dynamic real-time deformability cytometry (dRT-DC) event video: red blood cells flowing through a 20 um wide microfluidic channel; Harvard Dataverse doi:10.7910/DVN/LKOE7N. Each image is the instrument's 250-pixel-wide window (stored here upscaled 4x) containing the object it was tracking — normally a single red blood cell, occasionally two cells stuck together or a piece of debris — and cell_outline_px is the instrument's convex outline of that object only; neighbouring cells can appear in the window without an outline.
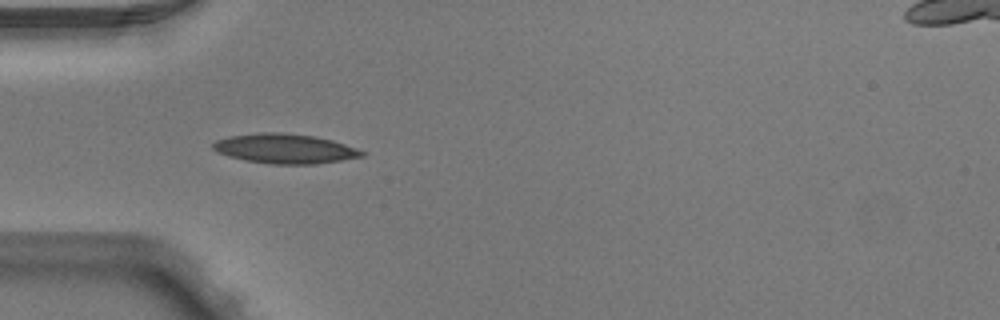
{"species": "Egyptian fruit bat (a non-hibernating species)", "species_latin": "Rousettus aegyptiacus", "temperature_condition": "warm", "stored_images_in_passage": 5, "camera_frame_rate_fps": 3000, "um_per_image_px": 0.085, "animal": {"sex": "male"}, "frame": {"image": 1, "passage_image": 3, "time_ms": 0.667, "image_size_px": [1000, 320], "cell_outline_px": [[364, 156], [316, 164], [272, 164], [244, 160], [228, 156], [216, 152], [212, 148], [212, 144], [216, 140], [228, 136], [264, 132], [280, 132], [312, 136], [332, 140], [356, 148], [364, 152]], "centroid_in_image_um": [24.17, 12.64], "position_along_channel_um": 60.8, "area_um2": 25.61}}
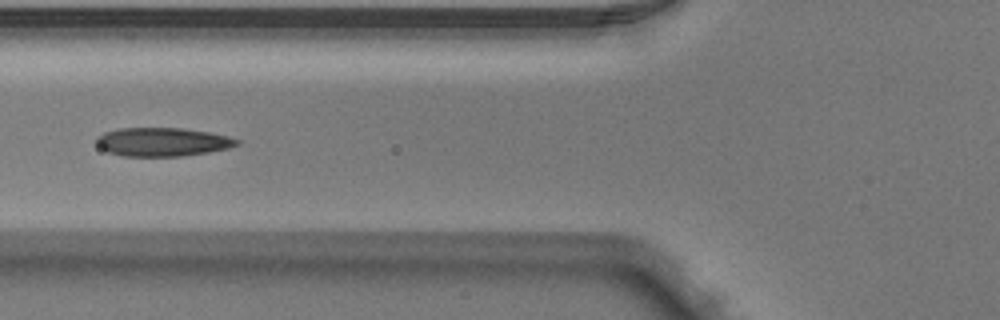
{"frame": {"image": 2, "passage_image": 4, "time_ms": 1.0, "image_size_px": [1000, 320], "cell_outline_px": [[240, 144], [228, 148], [208, 152], [180, 156], [124, 156], [108, 152], [100, 148], [96, 144], [96, 136], [104, 132], [120, 128], [184, 128], [208, 132], [228, 136], [240, 140]], "centroid_in_image_um": [13.79, 12.06], "position_along_channel_um": 112.0, "area_um2": 23.47}}